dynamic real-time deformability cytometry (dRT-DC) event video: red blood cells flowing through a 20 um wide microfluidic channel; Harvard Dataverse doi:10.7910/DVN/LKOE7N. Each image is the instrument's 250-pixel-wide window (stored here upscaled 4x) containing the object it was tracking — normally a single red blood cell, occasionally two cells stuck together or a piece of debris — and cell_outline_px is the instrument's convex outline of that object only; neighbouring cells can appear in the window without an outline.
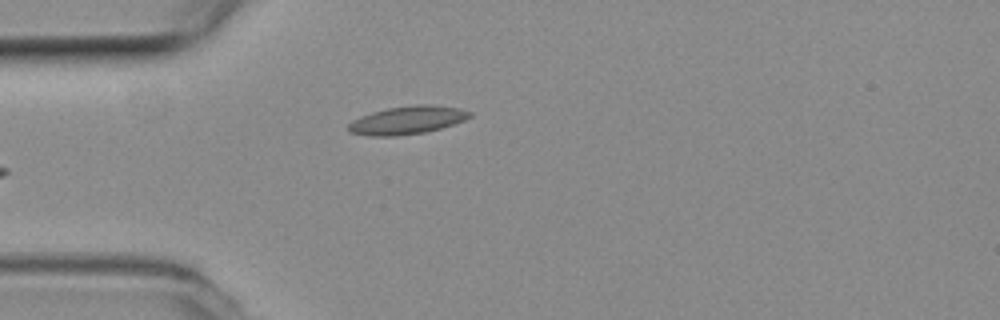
{"species": "common noctule bat (a hibernating species)", "species_latin": "Nyctalus noctula", "temperature_condition": "room temperature", "stored_images_in_passage": 6, "camera_frame_rate_fps": 3000, "um_per_image_px": 0.085, "animal": {"sex": "female", "body_mass_g": 19.3, "forearm_length_mm": 54.1}, "frame": {"image": 1, "passage_image": 6, "time_ms": 1.667, "image_size_px": [1000, 320], "cell_outline_px": [[472, 116], [464, 120], [440, 128], [424, 132], [396, 136], [372, 136], [348, 132], [348, 124], [352, 120], [360, 116], [372, 112], [388, 108], [416, 104], [432, 104], [460, 108], [472, 112]], "centroid_in_image_um": [34.61, 10.2], "position_along_channel_um": 50.4, "area_um2": 19.88}}